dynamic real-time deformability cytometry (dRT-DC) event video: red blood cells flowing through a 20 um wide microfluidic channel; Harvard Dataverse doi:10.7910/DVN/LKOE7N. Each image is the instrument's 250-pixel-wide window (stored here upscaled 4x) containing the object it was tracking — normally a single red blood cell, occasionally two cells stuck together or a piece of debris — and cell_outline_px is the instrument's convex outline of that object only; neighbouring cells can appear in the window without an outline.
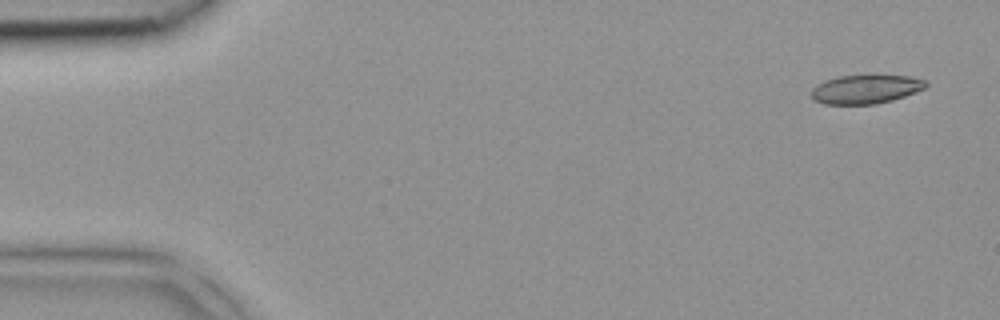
{"species": "common noctule bat (a hibernating species)", "species_latin": "Nyctalus noctula", "temperature_condition": "room temperature", "stored_images_in_passage": 3, "camera_frame_rate_fps": 3000, "um_per_image_px": 0.085, "animal": {"sex": "female", "body_mass_g": 18.4}, "frame": {"image": 1, "passage_image": 1, "time_ms": 0.0, "image_size_px": [1000, 320], "cell_outline_px": [[928, 84], [924, 88], [904, 96], [892, 100], [876, 104], [824, 104], [816, 100], [812, 96], [812, 88], [816, 84], [824, 80], [840, 76], [908, 76], [924, 80]], "centroid_in_image_um": [73.55, 7.59], "position_along_channel_um": 11.4, "area_um2": 18.9}}
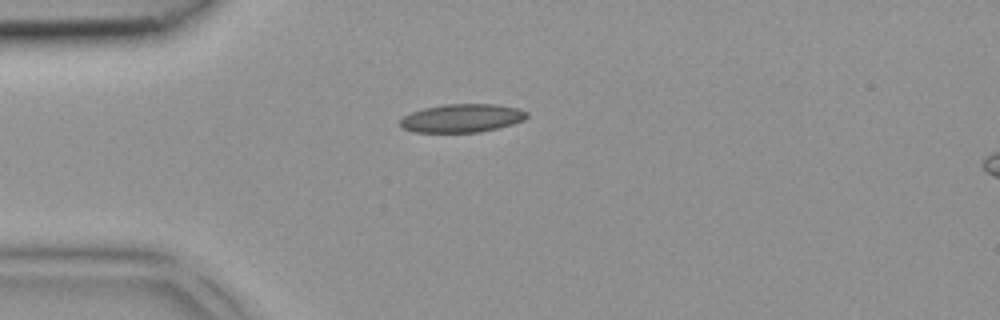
{"frame": {"image": 2, "passage_image": 3, "time_ms": 0.667, "image_size_px": [1000, 320], "cell_outline_px": [[528, 116], [524, 120], [512, 124], [480, 132], [412, 132], [404, 128], [400, 124], [400, 120], [404, 116], [412, 112], [424, 108], [444, 104], [496, 104], [516, 108], [528, 112]], "centroid_in_image_um": [39.27, 10.04], "position_along_channel_um": 45.7, "area_um2": 20.81}}